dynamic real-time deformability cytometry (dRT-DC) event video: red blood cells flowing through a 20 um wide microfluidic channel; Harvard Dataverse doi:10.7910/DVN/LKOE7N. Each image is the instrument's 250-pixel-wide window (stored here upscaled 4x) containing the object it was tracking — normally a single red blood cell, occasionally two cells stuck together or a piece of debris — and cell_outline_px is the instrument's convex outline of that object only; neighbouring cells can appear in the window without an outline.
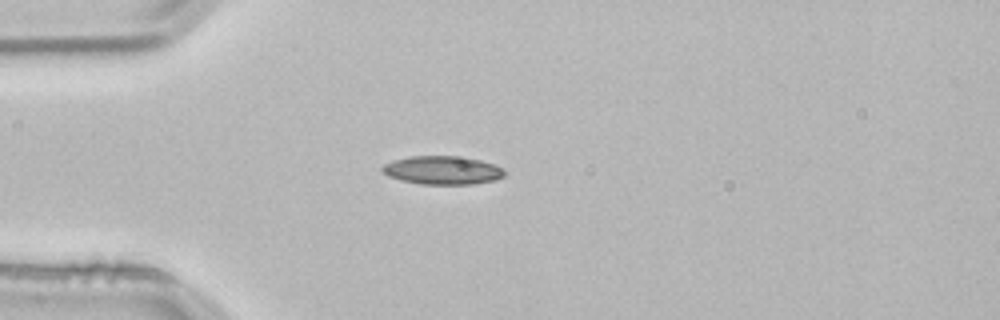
{"species": "common noctule bat (a hibernating species)", "species_latin": "Nyctalus noctula", "temperature_condition": "room temperature", "stored_images_in_passage": 2, "camera_frame_rate_fps": 3000, "um_per_image_px": 0.085, "animal": {"sex": "male", "body_mass_g": 21.5, "forearm_length_mm": 52.0}, "frame": {"image": 1, "passage_image": 2, "time_ms": 0.333, "image_size_px": [1000, 320], "cell_outline_px": [[508, 172], [504, 176], [496, 180], [472, 184], [420, 184], [400, 180], [388, 176], [380, 168], [384, 164], [392, 160], [412, 156], [464, 156], [480, 160], [492, 164]], "centroid_in_image_um": [37.61, 14.47], "position_along_channel_um": 47.4, "area_um2": 20.35}}